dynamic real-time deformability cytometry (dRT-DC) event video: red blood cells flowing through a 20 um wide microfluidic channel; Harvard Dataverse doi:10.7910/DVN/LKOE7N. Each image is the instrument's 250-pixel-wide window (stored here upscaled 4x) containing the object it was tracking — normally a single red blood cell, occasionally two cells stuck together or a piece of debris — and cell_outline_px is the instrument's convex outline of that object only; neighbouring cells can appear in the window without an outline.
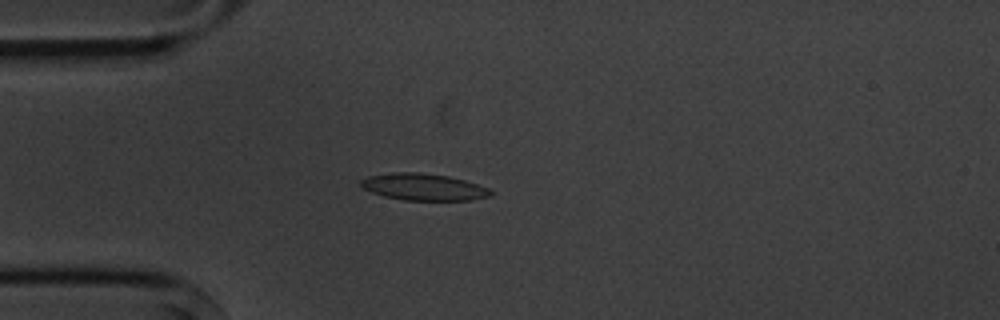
{"species": "common noctule bat (a hibernating species)", "species_latin": "Nyctalus noctula", "temperature_condition": "cold", "stored_images_in_passage": 4, "camera_frame_rate_fps": 3000, "um_per_image_px": 0.085, "animal": {"sex": "male", "body_mass_g": 20.1, "forearm_length_mm": 53.5}, "frame": {"image": 1, "passage_image": 4, "time_ms": 3.667, "image_size_px": [1000, 320], "cell_outline_px": [[492, 196], [472, 200], [404, 200], [384, 196], [372, 192], [364, 188], [360, 184], [360, 180], [368, 176], [392, 172], [420, 172], [448, 176], [464, 180], [488, 188], [492, 192]], "centroid_in_image_um": [36.0, 15.89], "position_along_channel_um": 49.0, "area_um2": 20.23}}